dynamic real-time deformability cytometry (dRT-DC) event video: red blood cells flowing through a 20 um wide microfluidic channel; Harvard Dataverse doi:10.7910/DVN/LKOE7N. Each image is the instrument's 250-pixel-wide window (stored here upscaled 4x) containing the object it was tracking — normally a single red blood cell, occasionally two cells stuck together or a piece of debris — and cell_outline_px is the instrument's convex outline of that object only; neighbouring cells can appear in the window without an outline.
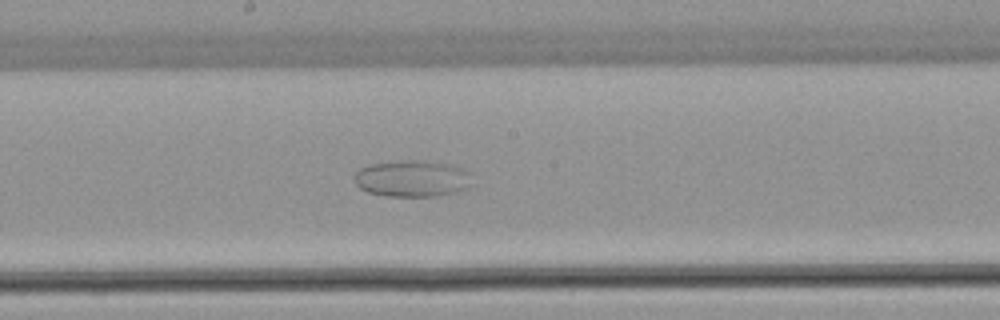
{"species": "common noctule bat (a hibernating species)", "species_latin": "Nyctalus noctula", "temperature_condition": "warm", "stored_images_in_passage": 53, "camera_frame_rate_fps": 3000, "um_per_image_px": 0.085, "animal": {"sex": "female", "body_mass_g": 22.7, "forearm_length_mm": 54.2}, "frame": {"image": 1, "passage_image": 28, "time_ms": 9.0, "image_size_px": [1000, 320], "cell_outline_px": [[476, 184], [468, 188], [456, 192], [436, 196], [384, 196], [368, 192], [360, 188], [352, 180], [352, 176], [360, 168], [368, 164], [400, 160], [424, 160], [456, 164], [472, 172]], "centroid_in_image_um": [35.12, 15.16], "position_along_channel_um": 213.1, "area_um2": 26.18}}
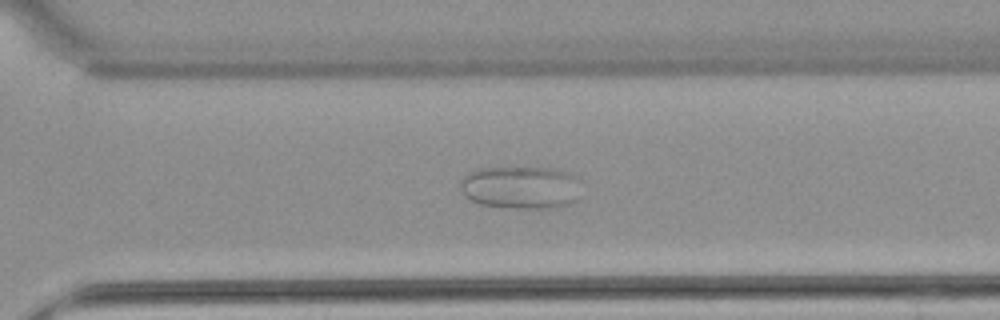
{"frame": {"image": 2, "passage_image": 37, "time_ms": 12.0, "image_size_px": [1000, 320], "cell_outline_px": [[584, 180], [576, 200], [568, 204], [556, 208], [512, 208], [480, 204], [464, 196], [460, 188], [460, 180], [472, 168], [556, 168], [572, 172], [580, 176]], "centroid_in_image_um": [44.34, 15.91], "position_along_channel_um": 326.3, "area_um2": 31.04}}